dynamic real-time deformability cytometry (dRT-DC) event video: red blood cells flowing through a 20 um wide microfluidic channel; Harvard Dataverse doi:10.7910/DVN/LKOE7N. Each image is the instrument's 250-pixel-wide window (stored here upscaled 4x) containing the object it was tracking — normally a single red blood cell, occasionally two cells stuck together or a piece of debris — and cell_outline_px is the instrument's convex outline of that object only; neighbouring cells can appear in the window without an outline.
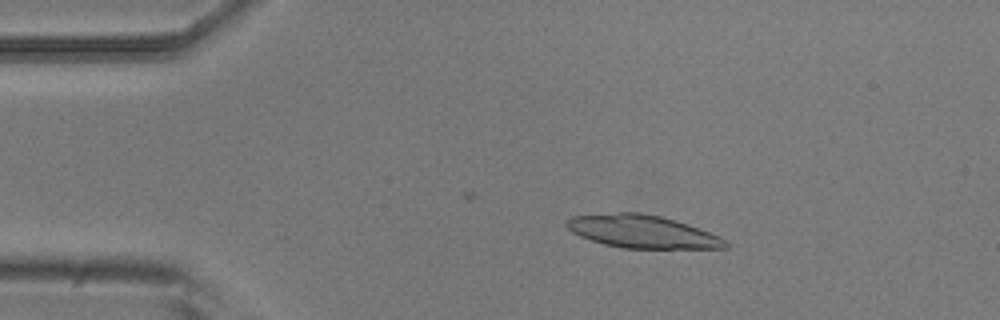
{"species": "common noctule bat (a hibernating species)", "species_latin": "Nyctalus noctula", "temperature_condition": "room temperature", "stored_images_in_passage": 4, "camera_frame_rate_fps": 3000, "um_per_image_px": 0.085, "animal": {"sex": "male", "body_mass_g": 20.5, "forearm_length_mm": 52.5}, "frame": {"image": 1, "passage_image": 2, "time_ms": 0.333, "image_size_px": [1000, 320], "cell_outline_px": [[728, 248], [624, 248], [604, 244], [580, 236], [572, 232], [564, 224], [572, 216], [620, 212], [640, 212], [660, 216], [688, 224], [720, 236], [728, 240]], "centroid_in_image_um": [54.61, 19.68], "position_along_channel_um": 30.4, "area_um2": 30.29}}